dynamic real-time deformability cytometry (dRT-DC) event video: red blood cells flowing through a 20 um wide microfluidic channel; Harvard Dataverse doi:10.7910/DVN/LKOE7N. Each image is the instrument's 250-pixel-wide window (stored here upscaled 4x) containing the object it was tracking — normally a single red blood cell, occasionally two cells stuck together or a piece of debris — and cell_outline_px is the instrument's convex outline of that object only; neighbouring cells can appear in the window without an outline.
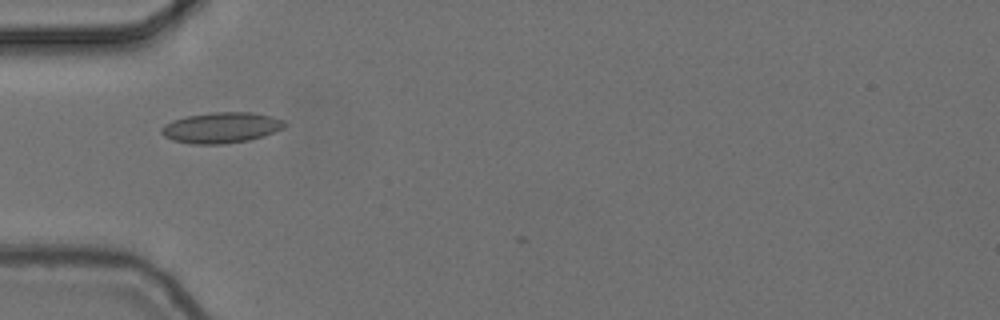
{"species": "common noctule bat (a hibernating species)", "species_latin": "Nyctalus noctula", "temperature_condition": "cold", "stored_images_in_passage": 2, "camera_frame_rate_fps": 3000, "um_per_image_px": 0.085, "animal": {"sex": "female", "body_mass_g": 24.6, "forearm_length_mm": 56.2}, "frame": {"image": 1, "passage_image": 1, "time_ms": 0.0, "image_size_px": [1000, 320], "cell_outline_px": [[288, 124], [284, 128], [264, 136], [248, 140], [224, 144], [192, 144], [172, 140], [164, 136], [160, 132], [160, 128], [164, 124], [172, 120], [188, 116], [212, 112], [252, 112], [272, 116], [284, 120]], "centroid_in_image_um": [18.82, 10.85], "position_along_channel_um": 66.2, "area_um2": 22.25}}